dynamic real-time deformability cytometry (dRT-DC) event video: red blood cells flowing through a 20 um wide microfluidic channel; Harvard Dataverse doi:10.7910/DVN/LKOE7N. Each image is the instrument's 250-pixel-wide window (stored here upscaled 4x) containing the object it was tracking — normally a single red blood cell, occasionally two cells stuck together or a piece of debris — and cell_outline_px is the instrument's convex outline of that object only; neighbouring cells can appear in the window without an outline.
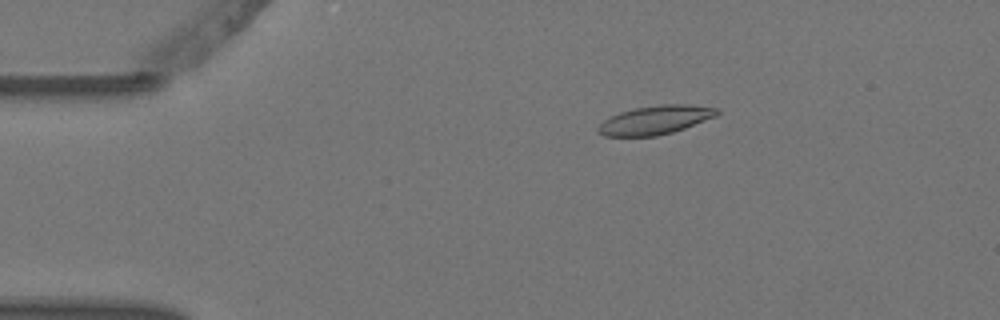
{"species": "Egyptian fruit bat (a non-hibernating species)", "species_latin": "Rousettus aegyptiacus", "temperature_condition": "warm", "stored_images_in_passage": 3, "camera_frame_rate_fps": 3000, "um_per_image_px": 0.085, "animal": {"sex": "female"}, "frame": {"image": 1, "passage_image": 1, "time_ms": 0.0, "image_size_px": [1000, 320], "cell_outline_px": [[720, 112], [716, 116], [684, 128], [672, 132], [656, 136], [604, 136], [596, 132], [596, 128], [604, 120], [620, 112], [636, 108], [660, 104], [688, 104], [720, 108]], "centroid_in_image_um": [55.71, 10.19], "position_along_channel_um": 29.3, "area_um2": 19.88}}
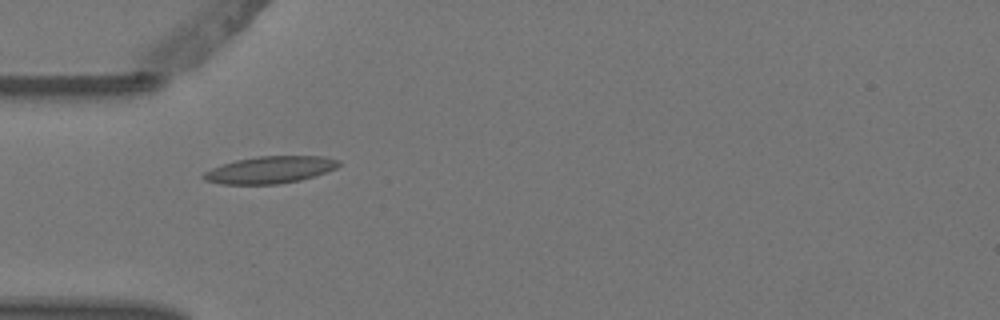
{"frame": {"image": 2, "passage_image": 3, "time_ms": 0.667, "image_size_px": [1000, 320], "cell_outline_px": [[340, 164], [336, 168], [300, 180], [276, 184], [220, 184], [204, 180], [200, 176], [204, 172], [212, 168], [236, 160], [256, 156], [324, 156], [340, 160]], "centroid_in_image_um": [22.93, 14.43], "position_along_channel_um": 62.1, "area_um2": 21.21}}